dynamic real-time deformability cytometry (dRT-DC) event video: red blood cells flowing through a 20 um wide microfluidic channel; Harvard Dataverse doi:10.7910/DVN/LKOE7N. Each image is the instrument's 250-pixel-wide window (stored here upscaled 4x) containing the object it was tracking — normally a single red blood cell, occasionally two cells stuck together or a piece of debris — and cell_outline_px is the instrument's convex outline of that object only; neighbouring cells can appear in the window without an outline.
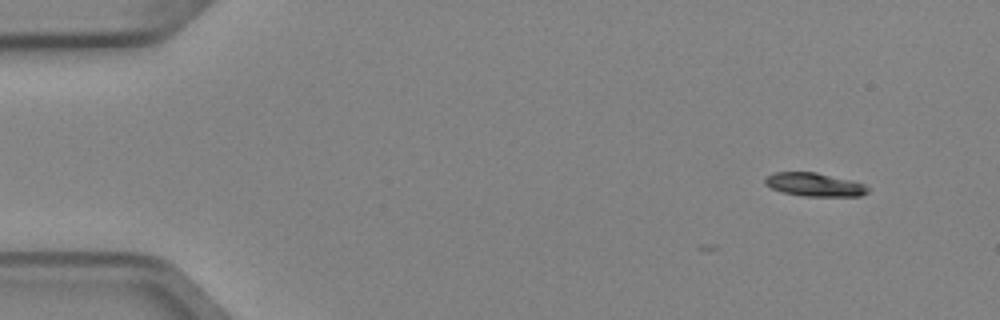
{"species": "Egyptian fruit bat (a non-hibernating species)", "species_latin": "Rousettus aegyptiacus", "temperature_condition": "cold", "stored_images_in_passage": 4, "camera_frame_rate_fps": 3000, "um_per_image_px": 0.085, "animal": {"sex": "female"}, "frame": {"image": 1, "passage_image": 1, "time_ms": 0.0, "image_size_px": [1000, 320], "cell_outline_px": [[868, 192], [860, 196], [804, 196], [784, 192], [772, 188], [764, 184], [764, 176], [776, 172], [816, 172], [852, 180], [864, 184], [868, 188]], "centroid_in_image_um": [69.21, 15.68], "position_along_channel_um": 15.8, "area_um2": 14.05}}
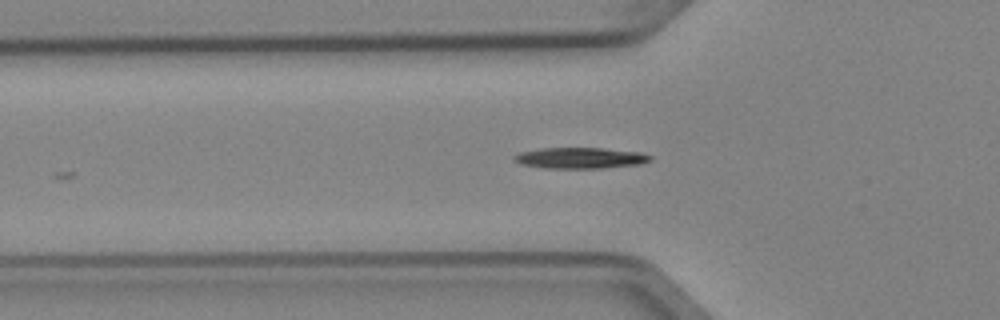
{"frame": {"image": 2, "passage_image": 4, "time_ms": 1.0, "image_size_px": [1000, 320], "cell_outline_px": [[652, 160], [640, 164], [600, 168], [544, 168], [520, 164], [512, 160], [512, 156], [520, 152], [540, 148], [604, 148], [640, 152], [652, 156]], "centroid_in_image_um": [49.29, 13.42], "position_along_channel_um": 76.5, "area_um2": 16.76}}